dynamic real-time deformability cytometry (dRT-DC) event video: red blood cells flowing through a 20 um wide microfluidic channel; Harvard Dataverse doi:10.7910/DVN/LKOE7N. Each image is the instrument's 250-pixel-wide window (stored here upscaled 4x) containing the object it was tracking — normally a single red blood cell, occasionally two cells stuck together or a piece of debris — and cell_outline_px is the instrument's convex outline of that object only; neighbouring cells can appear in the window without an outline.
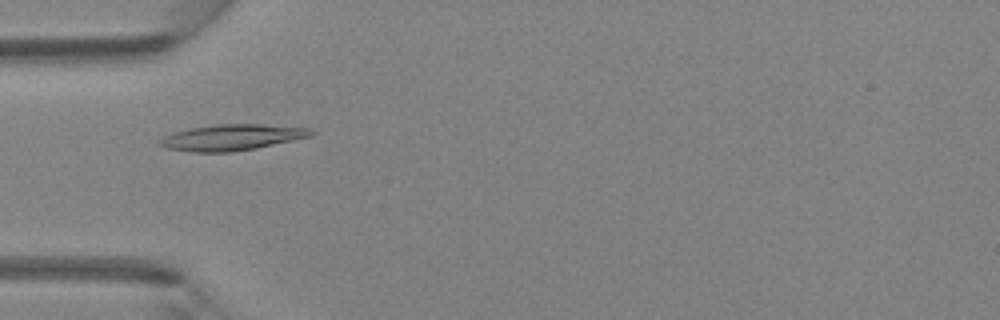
{"species": "Egyptian fruit bat (a non-hibernating species)", "species_latin": "Rousettus aegyptiacus", "temperature_condition": "room temperature", "stored_images_in_passage": 47, "camera_frame_rate_fps": 3000, "um_per_image_px": 0.085, "animal": {"sex": "female"}, "frame": {"image": 1, "passage_image": 15, "time_ms": 4.667, "image_size_px": [1000, 320], "cell_outline_px": [[316, 132], [312, 136], [256, 148], [232, 152], [192, 152], [168, 148], [156, 144], [164, 136], [172, 132], [192, 128], [216, 124], [260, 124], [312, 128]], "centroid_in_image_um": [19.73, 11.67], "position_along_channel_um": 65.3, "area_um2": 22.95}}
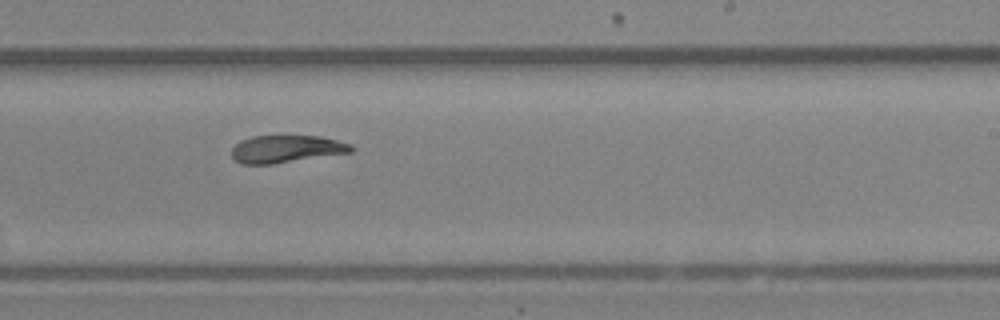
{"frame": {"image": 2, "passage_image": 29, "time_ms": 9.333, "image_size_px": [1000, 320], "cell_outline_px": [[352, 152], [272, 164], [240, 164], [232, 156], [232, 148], [240, 140], [252, 136], [320, 136], [352, 144]], "centroid_in_image_um": [24.31, 12.66], "position_along_channel_um": 264.7, "area_um2": 19.02}}
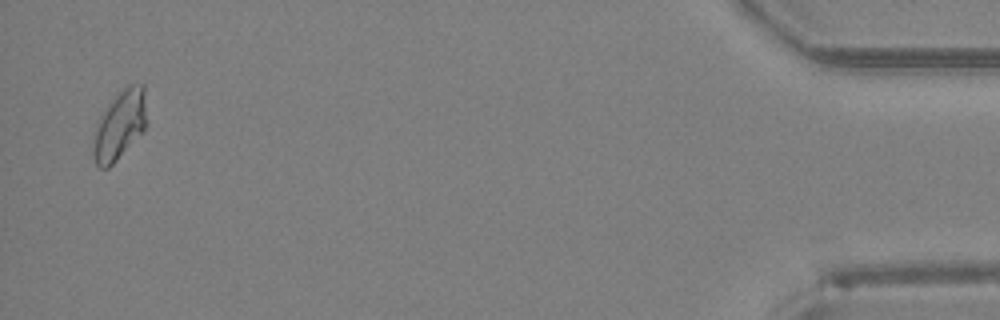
{"frame": {"image": 3, "passage_image": 46, "time_ms": 15.0, "image_size_px": [1000, 320], "cell_outline_px": [[148, 124], [144, 132], [108, 168], [100, 168], [96, 164], [92, 152], [96, 120], [104, 108], [128, 84], [144, 84]], "centroid_in_image_um": [10.19, 10.62], "position_along_channel_um": 425.0, "area_um2": 21.91}, "authors_computed_cell_mechanics": {"area_um2": 20.4034, "velocity_mm_per_s": 4.303, "shape_relaxation_time_tau1_ms": 8.3059, "shape_relaxation_time_tau2_ms": 2.3767, "deformation_change_tau1": 0.2128, "deformation_change_tau2": 0.0699}}